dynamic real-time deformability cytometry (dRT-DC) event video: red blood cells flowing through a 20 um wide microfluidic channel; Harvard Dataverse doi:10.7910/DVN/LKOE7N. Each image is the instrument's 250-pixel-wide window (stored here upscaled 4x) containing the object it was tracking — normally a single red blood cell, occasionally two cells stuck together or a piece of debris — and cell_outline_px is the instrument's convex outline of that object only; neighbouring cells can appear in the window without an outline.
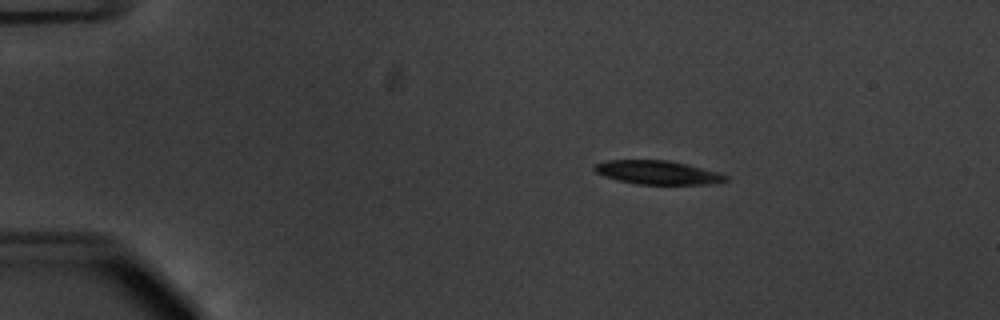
{"species": "common noctule bat (a hibernating species)", "species_latin": "Nyctalus noctula", "temperature_condition": "warm", "stored_images_in_passage": 15, "camera_frame_rate_fps": 3000, "um_per_image_px": 0.085, "animal": {"sex": "male", "body_mass_g": 20.1, "forearm_length_mm": 53.5}, "frame": {"image": 1, "passage_image": 7, "time_ms": 2.0, "image_size_px": [1000, 320], "cell_outline_px": [[728, 180], [720, 184], [640, 184], [620, 180], [604, 176], [596, 172], [592, 168], [596, 164], [604, 160], [668, 160], [688, 164], [720, 172], [728, 176]], "centroid_in_image_um": [55.97, 14.66], "position_along_channel_um": 29.0, "area_um2": 18.26}}